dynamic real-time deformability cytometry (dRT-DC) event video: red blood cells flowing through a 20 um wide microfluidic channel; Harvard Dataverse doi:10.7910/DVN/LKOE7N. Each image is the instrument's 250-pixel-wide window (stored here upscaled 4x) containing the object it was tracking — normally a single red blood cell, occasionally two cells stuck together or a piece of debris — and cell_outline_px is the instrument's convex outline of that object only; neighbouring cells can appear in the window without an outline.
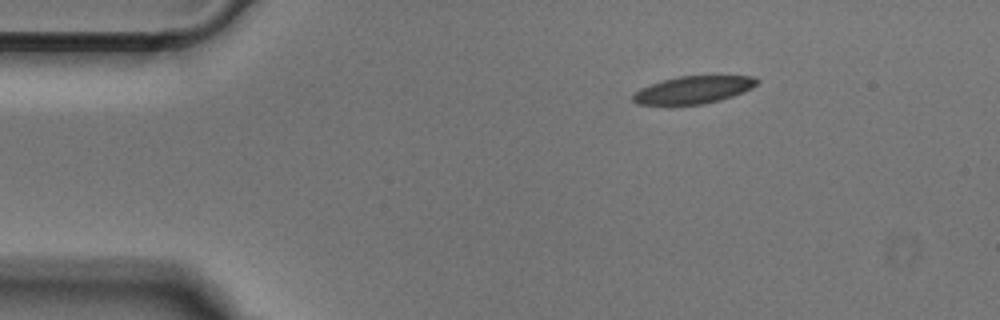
{"species": "Egyptian fruit bat (a non-hibernating species)", "species_latin": "Rousettus aegyptiacus", "temperature_condition": "cold", "stored_images_in_passage": 44, "camera_frame_rate_fps": 3000, "um_per_image_px": 0.085, "animal": {"sex": "male"}, "frame": {"image": 1, "passage_image": 1, "time_ms": 0.0, "image_size_px": [1000, 320], "cell_outline_px": [[760, 80], [752, 88], [744, 92], [720, 100], [704, 104], [636, 104], [632, 100], [632, 96], [640, 88], [664, 80], [680, 76], [752, 76]], "centroid_in_image_um": [58.96, 7.63], "position_along_channel_um": 26.0, "area_um2": 19.59}}
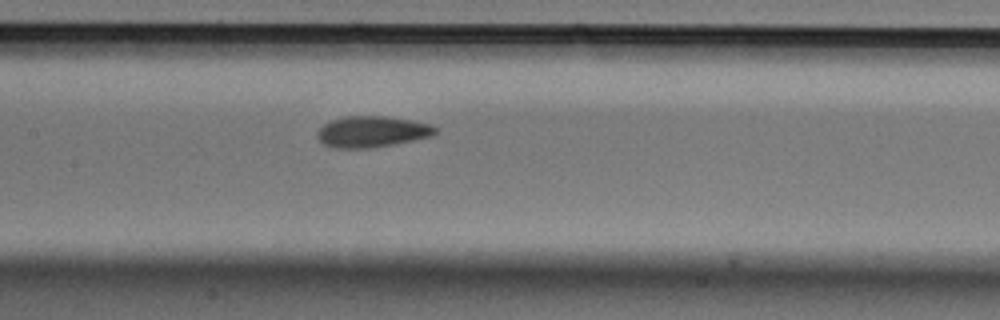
{"frame": {"image": 2, "passage_image": 17, "time_ms": 5.333, "image_size_px": [1000, 320], "cell_outline_px": [[436, 132], [432, 136], [396, 144], [372, 148], [336, 148], [324, 144], [316, 136], [316, 132], [324, 124], [332, 120], [344, 116], [384, 116], [412, 120], [432, 124], [436, 128]], "centroid_in_image_um": [31.63, 11.19], "position_along_channel_um": 175.8, "area_um2": 21.5}}
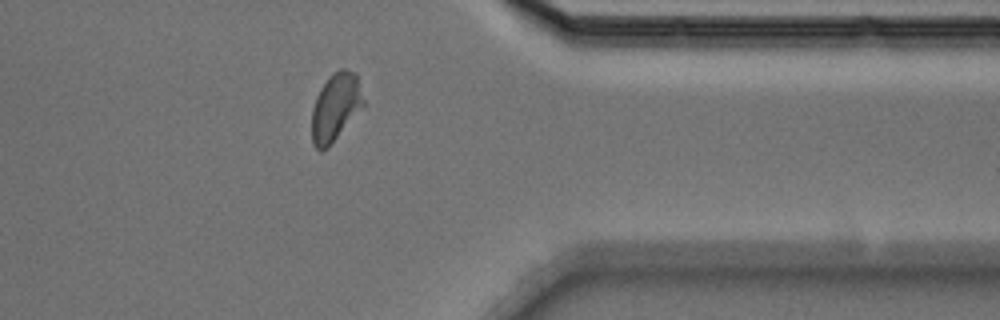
{"frame": {"image": 3, "passage_image": 34, "time_ms": 11.0, "image_size_px": [1000, 320], "cell_outline_px": [[364, 108], [328, 148], [320, 152], [312, 144], [312, 108], [316, 96], [320, 88], [332, 72], [340, 68], [344, 68], [356, 72], [364, 100]], "centroid_in_image_um": [28.53, 9.11], "position_along_channel_um": 382.9, "area_um2": 20.92}}